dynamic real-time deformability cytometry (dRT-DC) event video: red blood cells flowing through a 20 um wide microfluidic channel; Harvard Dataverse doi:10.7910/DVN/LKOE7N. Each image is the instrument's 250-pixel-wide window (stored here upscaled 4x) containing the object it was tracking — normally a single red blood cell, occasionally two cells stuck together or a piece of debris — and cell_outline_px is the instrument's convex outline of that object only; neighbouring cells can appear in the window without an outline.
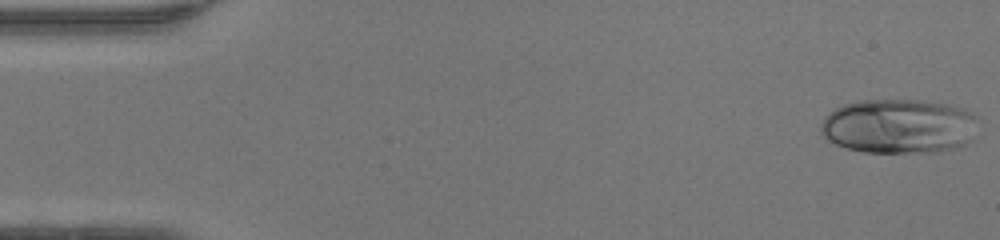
{"species": "human", "species_latin": "Homo sapiens", "temperature_condition": "warm", "stored_images_in_passage": 47, "camera_frame_rate_fps": 3000, "um_per_image_px": 0.085, "donor": {"sex": "female"}, "frame": {"image": 1, "passage_image": 1, "time_ms": 0.0, "image_size_px": [1000, 240], "cell_outline_px": [[976, 116], [972, 140], [960, 148], [936, 152], [864, 152], [844, 148], [828, 140], [820, 132], [820, 124], [824, 116], [828, 112], [844, 104], [860, 100], [924, 100], [948, 104], [968, 108]], "centroid_in_image_um": [76.41, 10.72], "position_along_channel_um": 8.6, "area_um2": 50.69}}
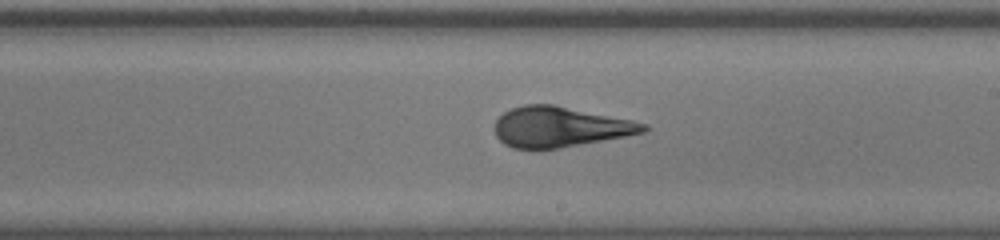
{"frame": {"image": 2, "passage_image": 27, "time_ms": 8.667, "image_size_px": [1000, 240], "cell_outline_px": [[648, 128], [644, 132], [624, 136], [556, 148], [512, 148], [504, 144], [496, 136], [492, 128], [496, 120], [504, 112], [512, 108], [524, 104], [552, 104], [632, 120], [648, 124]], "centroid_in_image_um": [47.53, 10.77], "position_along_channel_um": 241.5, "area_um2": 34.56}}
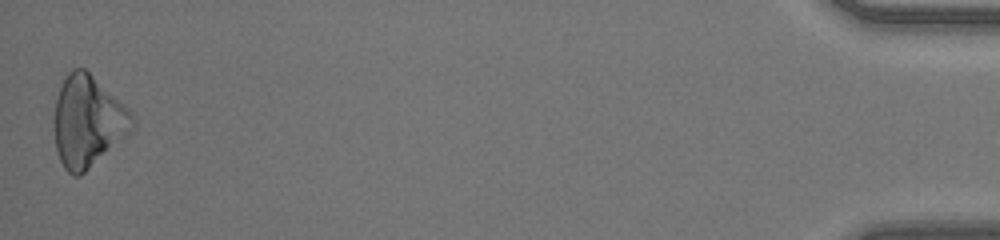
{"frame": {"image": 3, "passage_image": 47, "time_ms": 15.333, "image_size_px": [1000, 240], "cell_outline_px": [[136, 124], [132, 132], [128, 136], [80, 176], [72, 176], [64, 168], [60, 160], [56, 148], [56, 100], [60, 88], [68, 72], [72, 68], [84, 68], [128, 108], [136, 120]], "centroid_in_image_um": [7.51, 10.34], "position_along_channel_um": 427.7, "area_um2": 41.15}, "authors_computed_cell_mechanics": {"area_um2": 36.8186, "velocity_mm_per_s": 4.3012, "shape_relaxation_time_tau1_ms": 8.3392, "shape_relaxation_time_tau2_ms": null, "deformation_change_tau1": 0.2904, "deformation_change_tau2": null}}